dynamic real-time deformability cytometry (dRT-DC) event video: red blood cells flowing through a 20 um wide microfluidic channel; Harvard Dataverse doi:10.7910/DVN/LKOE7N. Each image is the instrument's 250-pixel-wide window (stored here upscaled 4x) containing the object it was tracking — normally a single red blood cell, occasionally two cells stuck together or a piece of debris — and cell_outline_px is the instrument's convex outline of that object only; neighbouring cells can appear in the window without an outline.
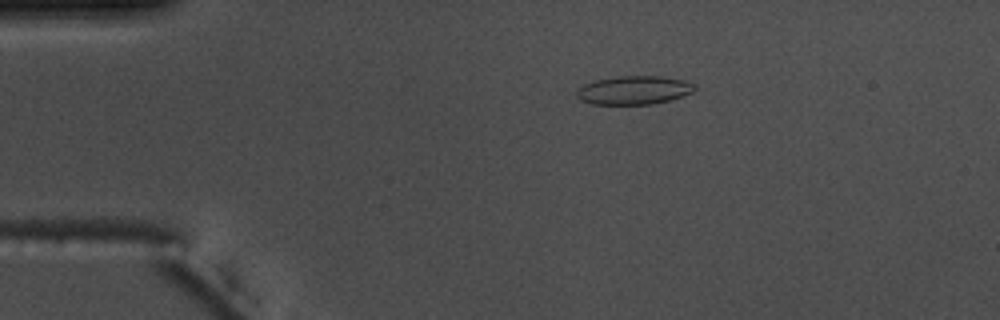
{"species": "common noctule bat (a hibernating species)", "species_latin": "Nyctalus noctula", "temperature_condition": "warm", "stored_images_in_passage": 18, "camera_frame_rate_fps": 3000, "um_per_image_px": 0.085, "animal": {"sex": "male", "body_mass_g": 17.5, "forearm_length_mm": 52.3}, "frame": {"image": 1, "passage_image": 11, "time_ms": 3.333, "image_size_px": [1000, 320], "cell_outline_px": [[696, 88], [692, 92], [672, 100], [652, 104], [592, 104], [580, 100], [576, 96], [576, 92], [584, 84], [592, 80], [616, 76], [660, 76], [684, 80], [696, 84]], "centroid_in_image_um": [53.88, 7.66], "position_along_channel_um": 31.1, "area_um2": 19.83}}